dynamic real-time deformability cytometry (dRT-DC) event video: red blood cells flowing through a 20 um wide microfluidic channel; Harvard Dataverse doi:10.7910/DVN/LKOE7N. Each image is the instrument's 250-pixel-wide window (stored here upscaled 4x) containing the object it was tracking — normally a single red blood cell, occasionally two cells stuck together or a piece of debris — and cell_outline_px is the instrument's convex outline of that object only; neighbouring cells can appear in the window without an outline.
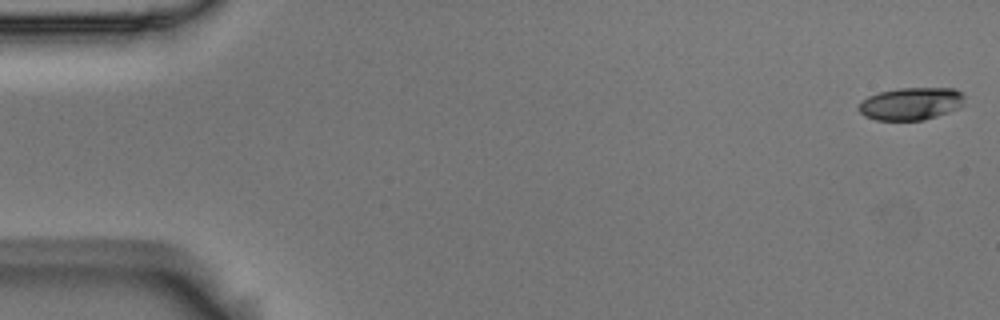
{"species": "Egyptian fruit bat (a non-hibernating species)", "species_latin": "Rousettus aegyptiacus", "temperature_condition": "room temperature", "stored_images_in_passage": 5, "camera_frame_rate_fps": 3000, "um_per_image_px": 0.085, "animal": {"sex": "male"}, "frame": {"image": 1, "passage_image": 1, "time_ms": 0.0, "image_size_px": [1000, 320], "cell_outline_px": [[964, 104], [960, 108], [924, 120], [876, 120], [864, 116], [856, 108], [868, 96], [880, 92], [900, 88], [956, 88], [964, 96]], "centroid_in_image_um": [77.45, 8.82], "position_along_channel_um": 7.6, "area_um2": 20.11}}
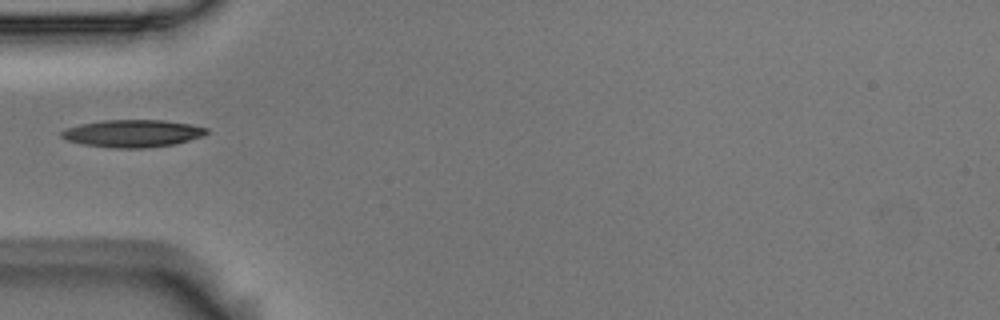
{"frame": {"image": 2, "passage_image": 5, "time_ms": 1.333, "image_size_px": [1000, 320], "cell_outline_px": [[208, 132], [204, 136], [176, 144], [144, 148], [112, 148], [84, 144], [68, 140], [60, 136], [60, 132], [68, 128], [80, 124], [104, 120], [164, 120], [188, 124], [208, 128]], "centroid_in_image_um": [11.3, 11.34], "position_along_channel_um": 73.7, "area_um2": 23.12}}